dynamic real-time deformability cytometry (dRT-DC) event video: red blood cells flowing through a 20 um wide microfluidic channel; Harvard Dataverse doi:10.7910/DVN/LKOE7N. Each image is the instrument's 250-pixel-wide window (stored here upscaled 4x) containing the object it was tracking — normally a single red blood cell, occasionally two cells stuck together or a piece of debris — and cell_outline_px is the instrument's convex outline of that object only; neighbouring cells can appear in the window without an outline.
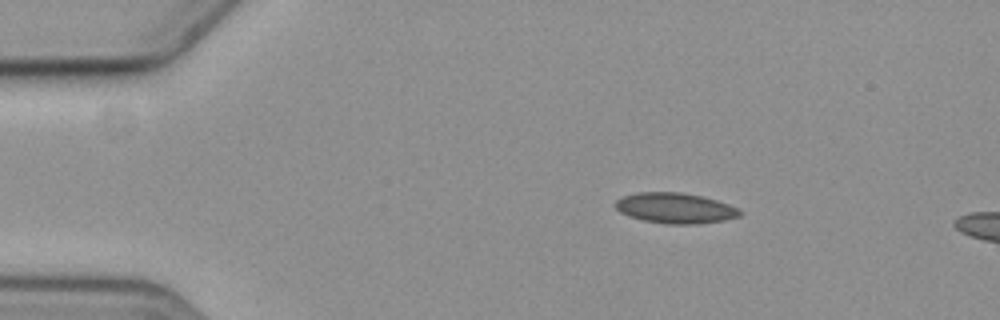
{"species": "common noctule bat (a hibernating species)", "species_latin": "Nyctalus noctula", "temperature_condition": "cold", "stored_images_in_passage": 4, "camera_frame_rate_fps": 3000, "um_per_image_px": 0.085, "animal": {"sex": "female", "body_mass_g": 19.3, "forearm_length_mm": 54.1}, "frame": {"image": 1, "passage_image": 2, "time_ms": 2.0, "image_size_px": [1000, 320], "cell_outline_px": [[744, 212], [740, 216], [724, 220], [700, 224], [664, 224], [644, 220], [628, 216], [620, 212], [612, 204], [616, 200], [624, 196], [640, 192], [680, 192], [700, 196], [716, 200], [740, 208]], "centroid_in_image_um": [57.4, 17.7], "position_along_channel_um": 27.6, "area_um2": 22.25}}